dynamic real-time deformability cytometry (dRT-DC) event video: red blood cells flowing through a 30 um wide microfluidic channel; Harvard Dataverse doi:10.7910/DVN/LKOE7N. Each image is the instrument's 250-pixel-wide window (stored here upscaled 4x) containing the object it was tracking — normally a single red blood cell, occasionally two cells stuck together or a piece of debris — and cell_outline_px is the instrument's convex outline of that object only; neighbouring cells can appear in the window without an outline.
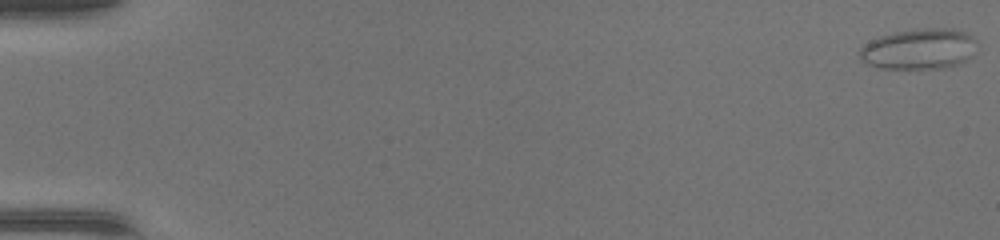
{"species": "common noctule bat (a hibernating species)", "species_latin": "Nyctalus noctula", "temperature_condition": "warm", "stored_images_in_passage": 8, "camera_frame_rate_fps": 3000, "um_per_image_px": 0.085, "animal": {"sex": "female", "body_mass_g": 17.0, "forearm_length_mm": 48.0}, "frame": {"image": 1, "passage_image": 1, "time_ms": 0.0, "image_size_px": [1000, 240], "cell_outline_px": [[976, 40], [972, 56], [956, 64], [940, 68], [876, 68], [860, 60], [860, 48], [864, 44], [880, 36], [896, 32], [924, 28], [952, 28], [964, 32], [972, 36]], "centroid_in_image_um": [78.09, 4.16], "position_along_channel_um": 6.9, "area_um2": 27.51}}